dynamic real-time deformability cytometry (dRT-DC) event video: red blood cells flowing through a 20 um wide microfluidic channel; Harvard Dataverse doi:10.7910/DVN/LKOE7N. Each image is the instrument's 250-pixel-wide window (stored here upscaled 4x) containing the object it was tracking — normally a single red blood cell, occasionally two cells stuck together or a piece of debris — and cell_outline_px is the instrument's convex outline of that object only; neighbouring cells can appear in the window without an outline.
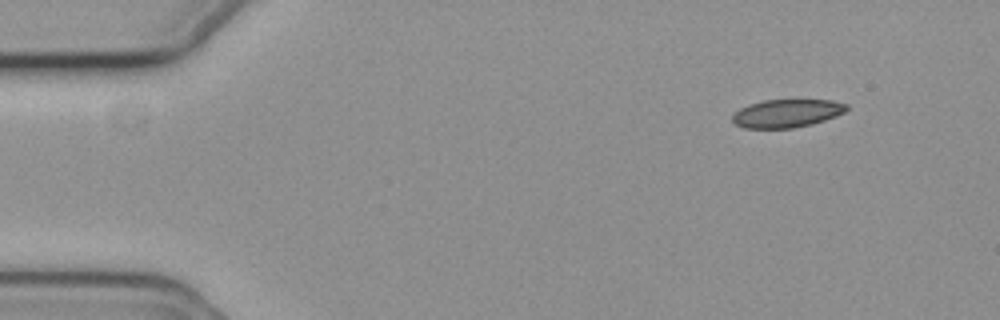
{"species": "common noctule bat (a hibernating species)", "species_latin": "Nyctalus noctula", "temperature_condition": "cold", "stored_images_in_passage": 51, "camera_frame_rate_fps": 3000, "um_per_image_px": 0.085, "animal": {"sex": "female", "body_mass_g": 19.3, "forearm_length_mm": 54.1}, "frame": {"image": 1, "passage_image": 1, "time_ms": 0.0, "image_size_px": [1000, 320], "cell_outline_px": [[848, 108], [844, 112], [836, 116], [812, 124], [792, 128], [744, 128], [736, 124], [732, 120], [732, 116], [740, 108], [748, 104], [764, 100], [832, 100], [848, 104]], "centroid_in_image_um": [66.88, 9.63], "position_along_channel_um": 18.1, "area_um2": 18.67}}
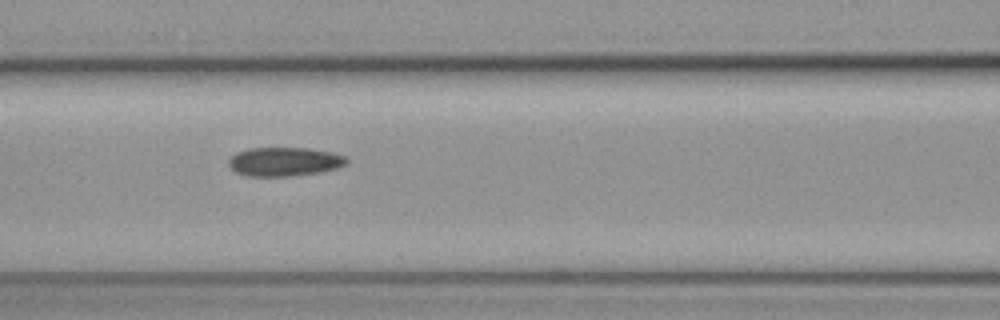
{"frame": {"image": 2, "passage_image": 19, "time_ms": 6.0, "image_size_px": [1000, 320], "cell_outline_px": [[348, 164], [336, 168], [320, 172], [296, 176], [248, 176], [236, 172], [228, 164], [228, 160], [236, 152], [248, 148], [308, 148], [332, 152], [344, 156], [348, 160]], "centroid_in_image_um": [24.18, 13.74], "position_along_channel_um": 142.4, "area_um2": 19.94}}
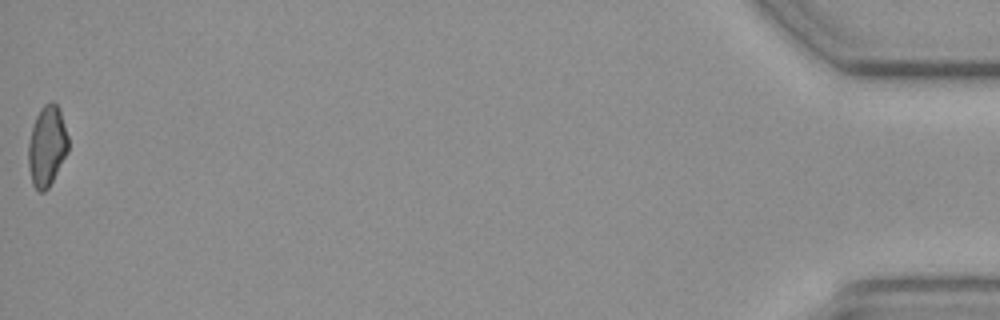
{"frame": {"image": 3, "passage_image": 51, "time_ms": 16.667, "image_size_px": [1000, 320], "cell_outline_px": [[68, 152], [48, 188], [44, 192], [40, 192], [32, 184], [28, 168], [28, 144], [32, 128], [36, 116], [40, 108], [44, 104], [52, 100], [56, 104], [60, 112], [68, 136]], "centroid_in_image_um": [3.98, 12.42], "position_along_channel_um": 431.2, "area_um2": 18.67}}